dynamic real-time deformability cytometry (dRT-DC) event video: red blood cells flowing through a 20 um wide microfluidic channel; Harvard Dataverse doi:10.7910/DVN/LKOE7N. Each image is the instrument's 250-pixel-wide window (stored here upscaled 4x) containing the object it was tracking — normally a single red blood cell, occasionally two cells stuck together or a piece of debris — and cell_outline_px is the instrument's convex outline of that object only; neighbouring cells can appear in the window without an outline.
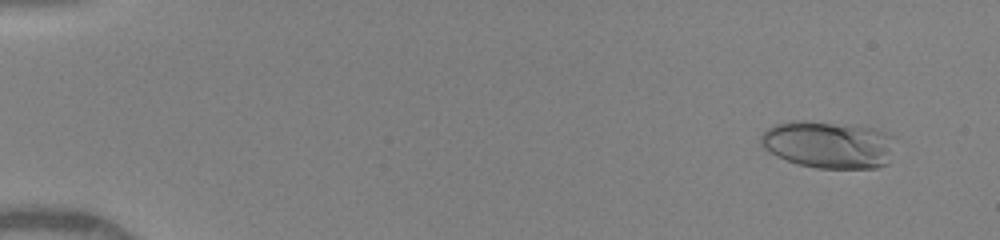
{"species": "human", "species_latin": "Homo sapiens", "temperature_condition": "warm", "stored_images_in_passage": 50, "camera_frame_rate_fps": 3000, "um_per_image_px": 0.085, "donor": {"sex": "female"}, "frame": {"image": 1, "passage_image": 4, "time_ms": 1.0, "image_size_px": [1000, 240], "cell_outline_px": [[896, 136], [888, 164], [876, 168], [816, 168], [796, 164], [776, 156], [768, 152], [760, 144], [760, 136], [768, 128], [776, 124], [792, 120], [808, 120], [880, 128]], "centroid_in_image_um": [70.45, 12.28], "position_along_channel_um": 14.5, "area_um2": 37.8}}
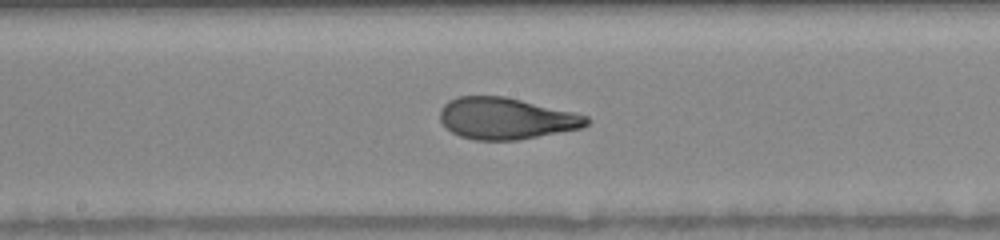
{"frame": {"image": 2, "passage_image": 28, "time_ms": 9.0, "image_size_px": [1000, 240], "cell_outline_px": [[592, 120], [588, 124], [580, 128], [516, 140], [476, 140], [460, 136], [452, 132], [440, 120], [440, 108], [448, 100], [460, 96], [504, 96], [576, 112], [588, 116]], "centroid_in_image_um": [43.02, 10.06], "position_along_channel_um": 205.2, "area_um2": 35.43}}
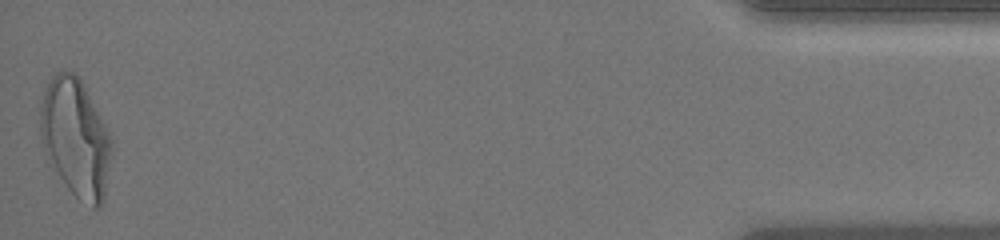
{"frame": {"image": 3, "passage_image": 50, "time_ms": 16.333, "image_size_px": [1000, 240], "cell_outline_px": [[112, 152], [104, 200], [100, 208], [92, 208], [76, 196], [68, 188], [60, 176], [44, 148], [40, 136], [40, 108], [44, 92], [52, 76], [56, 72], [76, 72], [112, 140]], "centroid_in_image_um": [6.44, 11.74], "position_along_channel_um": 428.8, "area_um2": 48.03}, "authors_computed_cell_mechanics": {"area_um2": 35.547, "velocity_mm_per_s": 4.1254, "shape_relaxation_time_tau1_ms": 4.3843, "shape_relaxation_time_tau2_ms": 0.8422, "deformation_change_tau1": 0.2363, "deformation_change_tau2": 0.0877}}